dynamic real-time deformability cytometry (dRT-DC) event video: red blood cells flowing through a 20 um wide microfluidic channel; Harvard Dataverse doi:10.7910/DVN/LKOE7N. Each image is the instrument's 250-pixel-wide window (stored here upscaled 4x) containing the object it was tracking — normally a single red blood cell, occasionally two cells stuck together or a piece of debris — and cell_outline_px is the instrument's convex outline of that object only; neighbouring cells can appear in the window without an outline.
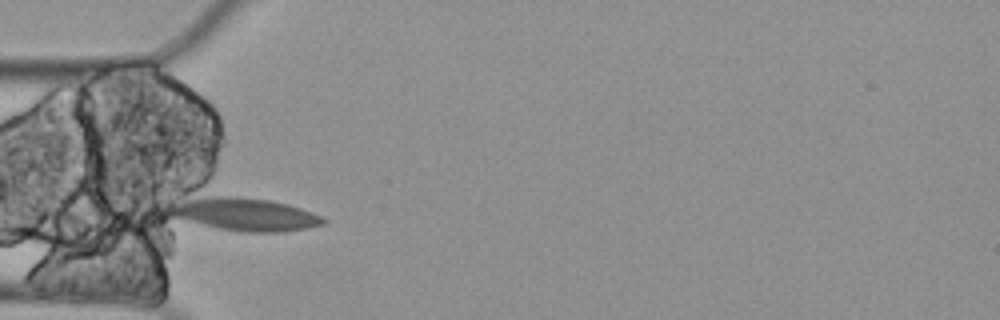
{"species": "Egyptian fruit bat (a non-hibernating species)", "species_latin": "Rousettus aegyptiacus", "temperature_condition": "cold", "stored_images_in_passage": 6, "camera_frame_rate_fps": 3000, "um_per_image_px": 0.085, "animal": {"sex": "female"}, "frame": {"image": 1, "passage_image": 4, "time_ms": 1.0, "image_size_px": [1000, 320], "cell_outline_px": [[328, 220], [324, 224], [308, 228], [284, 232], [240, 232], [220, 228], [168, 216], [164, 204], [168, 200], [196, 184], [288, 204], [300, 208], [320, 216]], "centroid_in_image_um": [20.29, 17.98], "position_along_channel_um": 64.7, "area_um2": 34.16}}
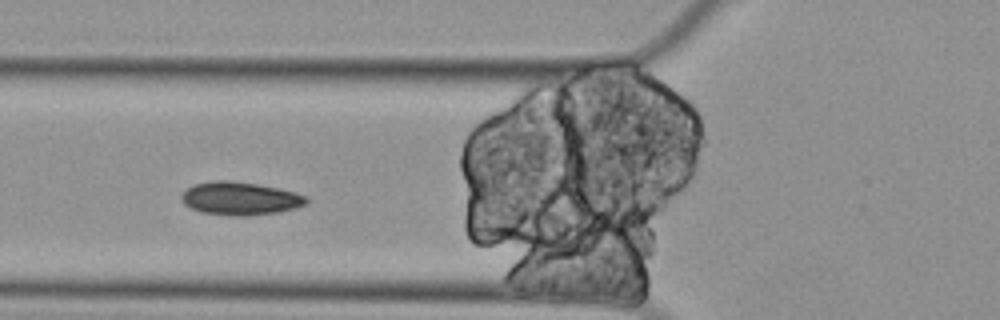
{"frame": {"image": 2, "passage_image": 5, "time_ms": 1.333, "image_size_px": [1000, 320], "cell_outline_px": [[308, 200], [304, 204], [296, 208], [280, 212], [248, 216], [232, 216], [200, 212], [184, 204], [180, 200], [180, 196], [192, 184], [216, 180], [228, 180], [256, 184], [296, 192], [308, 196]], "centroid_in_image_um": [20.4, 16.88], "position_along_channel_um": 105.4, "area_um2": 24.22}}
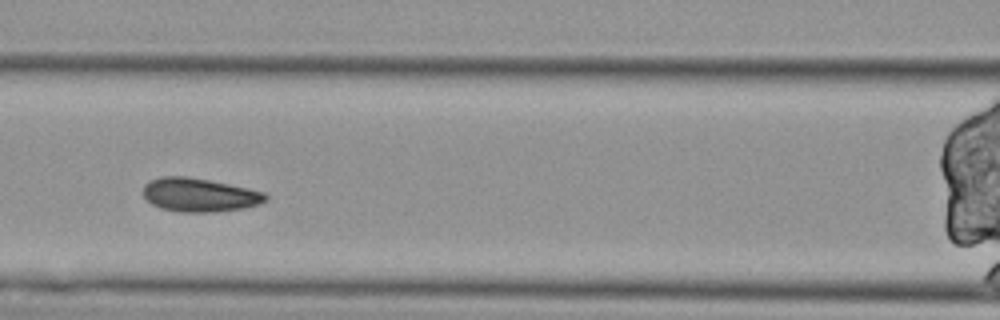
{"frame": {"image": 3, "passage_image": 6, "time_ms": 1.667, "image_size_px": [1000, 320], "cell_outline_px": [[268, 200], [260, 204], [244, 208], [212, 212], [180, 212], [160, 208], [152, 204], [144, 196], [144, 184], [148, 180], [160, 176], [188, 176], [248, 188], [264, 192], [268, 196]], "centroid_in_image_um": [16.95, 16.56], "position_along_channel_um": 149.7, "area_um2": 24.1}}